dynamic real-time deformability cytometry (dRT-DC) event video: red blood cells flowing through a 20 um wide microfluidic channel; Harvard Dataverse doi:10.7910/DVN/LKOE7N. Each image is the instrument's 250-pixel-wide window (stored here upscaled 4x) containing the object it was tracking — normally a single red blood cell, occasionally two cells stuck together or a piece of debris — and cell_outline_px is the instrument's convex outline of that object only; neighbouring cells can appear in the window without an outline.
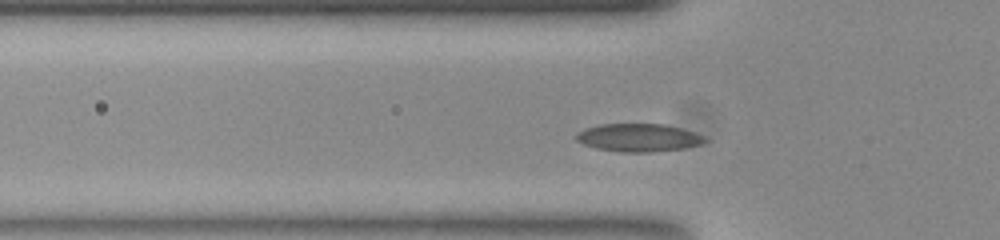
{"species": "common noctule bat (a hibernating species)", "species_latin": "Nyctalus noctula", "temperature_condition": "room temperature", "stored_images_in_passage": 35, "camera_frame_rate_fps": 3000, "um_per_image_px": 0.085, "animal": {"sex": "female", "body_mass_g": 23.0, "forearm_length_mm": 53.4}, "frame": {"image": 1, "passage_image": 2, "time_ms": 0.333, "image_size_px": [1000, 240], "cell_outline_px": [[708, 140], [700, 144], [684, 148], [652, 152], [620, 152], [596, 148], [584, 144], [576, 140], [576, 132], [584, 128], [600, 124], [664, 124], [696, 132], [704, 136]], "centroid_in_image_um": [54.27, 11.7], "position_along_channel_um": 71.5, "area_um2": 21.04}}
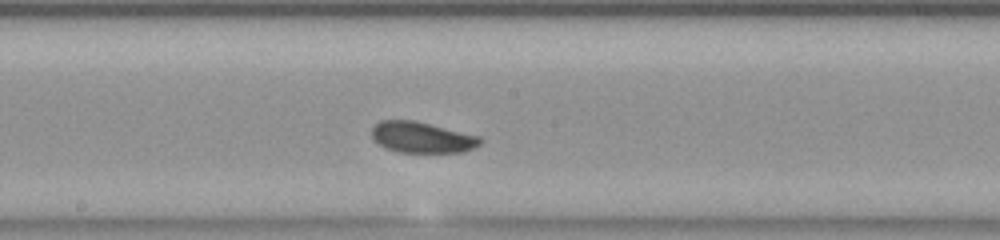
{"frame": {"image": 2, "passage_image": 13, "time_ms": 4.0, "image_size_px": [1000, 240], "cell_outline_px": [[484, 140], [480, 144], [464, 152], [396, 152], [384, 148], [372, 136], [372, 124], [380, 120], [416, 120], [480, 136]], "centroid_in_image_um": [35.86, 11.66], "position_along_channel_um": 212.3, "area_um2": 19.77}}
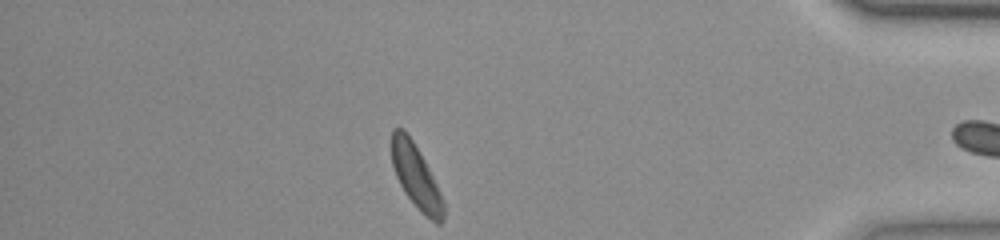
{"frame": {"image": 3, "passage_image": 31, "time_ms": 10.0, "image_size_px": [1000, 240], "cell_outline_px": [[444, 220], [440, 224], [436, 224], [420, 212], [404, 192], [396, 176], [392, 164], [392, 128], [404, 128], [412, 140], [424, 160], [444, 200]], "centroid_in_image_um": [35.37, 15.04], "position_along_channel_um": 399.8, "area_um2": 19.13}, "authors_computed_cell_mechanics": {"area_um2": 19.7098, "velocity_mm_per_s": 3.8393, "shape_relaxation_time_tau1_ms": 2.5489, "shape_relaxation_time_tau2_ms": 2.3347, "deformation_change_tau1": 0.08, "deformation_change_tau2": 0.0751}}